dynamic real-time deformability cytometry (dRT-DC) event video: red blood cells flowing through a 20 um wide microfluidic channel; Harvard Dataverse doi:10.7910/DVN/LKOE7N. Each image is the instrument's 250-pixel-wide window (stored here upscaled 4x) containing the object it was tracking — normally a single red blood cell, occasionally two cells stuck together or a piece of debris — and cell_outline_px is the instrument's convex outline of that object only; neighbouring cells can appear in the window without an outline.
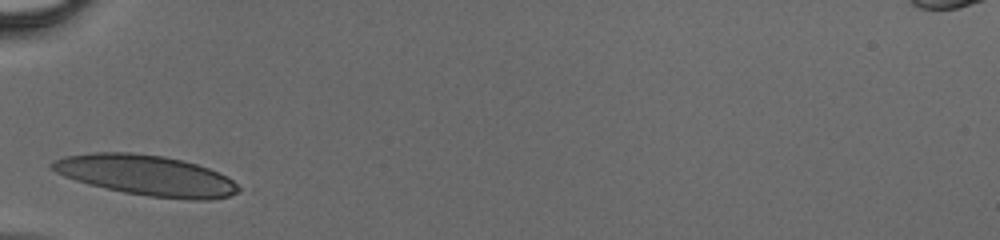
{"species": "human", "species_latin": "Homo sapiens", "temperature_condition": "cold", "stored_images_in_passage": 23, "camera_frame_rate_fps": 3000, "um_per_image_px": 0.085, "donor": {"sex": "male"}, "frame": {"image": 1, "passage_image": 1, "time_ms": 0.0, "image_size_px": [1000, 240], "cell_outline_px": [[240, 188], [236, 192], [228, 196], [208, 200], [188, 200], [148, 196], [124, 192], [76, 180], [64, 176], [56, 172], [52, 168], [52, 160], [64, 156], [92, 152], [128, 152], [164, 156], [196, 164], [208, 168], [232, 180]], "centroid_in_image_um": [12.41, 14.9], "position_along_channel_um": 72.6, "area_um2": 43.35}}
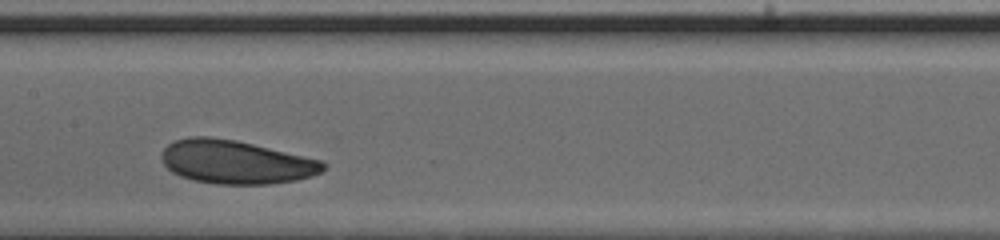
{"frame": {"image": 2, "passage_image": 9, "time_ms": 2.667, "image_size_px": [1000, 240], "cell_outline_px": [[324, 168], [320, 172], [296, 180], [268, 184], [216, 184], [192, 180], [180, 176], [172, 172], [164, 164], [160, 156], [164, 148], [168, 144], [176, 140], [188, 136], [208, 136], [236, 140], [320, 160], [324, 164]], "centroid_in_image_um": [19.97, 13.77], "position_along_channel_um": 187.4, "area_um2": 40.69}}
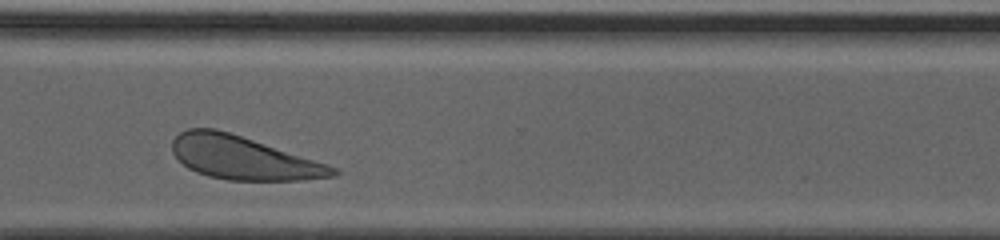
{"frame": {"image": 3, "passage_image": 20, "time_ms": 6.333, "image_size_px": [1000, 240], "cell_outline_px": [[340, 172], [336, 176], [300, 180], [228, 180], [208, 176], [196, 172], [188, 168], [172, 152], [172, 140], [180, 132], [188, 128], [216, 128], [328, 164], [336, 168]], "centroid_in_image_um": [20.66, 13.42], "position_along_channel_um": 349.9, "area_um2": 40.17}}